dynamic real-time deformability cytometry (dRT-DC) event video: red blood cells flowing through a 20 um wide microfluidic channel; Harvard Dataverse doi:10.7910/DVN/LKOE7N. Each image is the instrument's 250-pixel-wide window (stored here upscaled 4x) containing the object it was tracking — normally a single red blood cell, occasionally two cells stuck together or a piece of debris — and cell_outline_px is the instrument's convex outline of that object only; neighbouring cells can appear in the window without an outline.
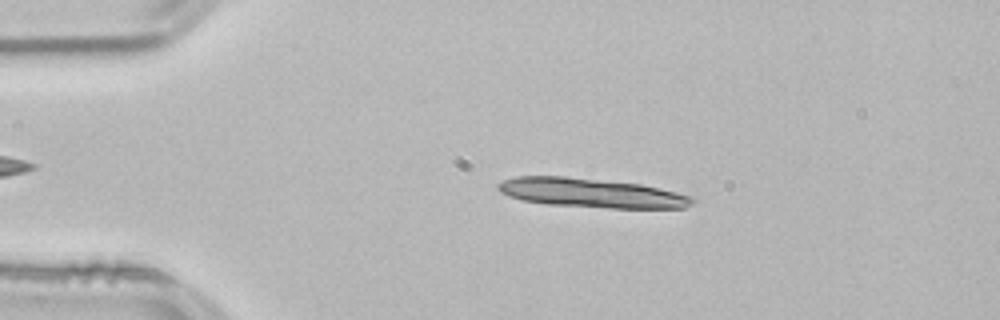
{"species": "common noctule bat (a hibernating species)", "species_latin": "Nyctalus noctula", "temperature_condition": "room temperature", "stored_images_in_passage": 19, "camera_frame_rate_fps": 3000, "um_per_image_px": 0.085, "animal": {"sex": "male", "body_mass_g": 21.5, "forearm_length_mm": 52.0}, "frame": {"image": 1, "passage_image": 9, "time_ms": 2.667, "image_size_px": [1000, 320], "cell_outline_px": [[696, 200], [692, 204], [684, 208], [608, 208], [548, 204], [524, 200], [500, 192], [496, 188], [496, 184], [504, 180], [516, 176], [564, 176], [640, 184], [692, 196]], "centroid_in_image_um": [50.26, 16.4], "position_along_channel_um": 34.7, "area_um2": 32.83}}